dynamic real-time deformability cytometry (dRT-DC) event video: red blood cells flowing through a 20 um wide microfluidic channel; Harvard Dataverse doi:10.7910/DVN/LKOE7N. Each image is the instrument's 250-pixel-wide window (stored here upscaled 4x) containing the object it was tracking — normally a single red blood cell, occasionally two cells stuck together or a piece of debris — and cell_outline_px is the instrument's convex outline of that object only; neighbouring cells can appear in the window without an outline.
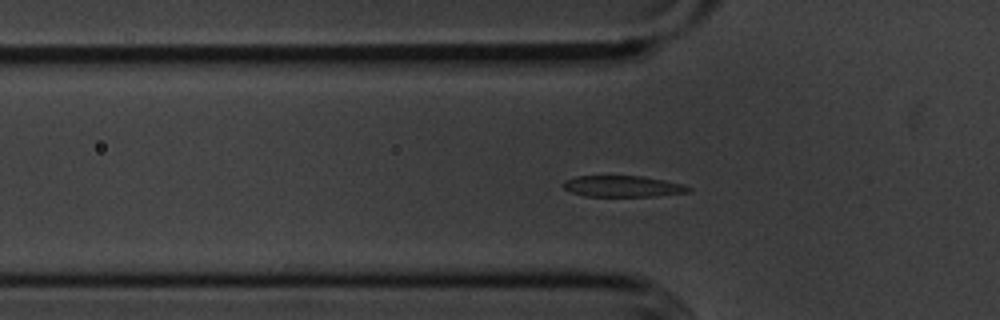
{"species": "common noctule bat (a hibernating species)", "species_latin": "Nyctalus noctula", "temperature_condition": "cold", "stored_images_in_passage": 57, "segment_of_instrument_passage": [1, 2], "camera_frame_rate_fps": 3000, "um_per_image_px": 0.085, "animal": {"sex": "male", "body_mass_g": 20.1, "forearm_length_mm": 53.5}, "frame": {"image": 1, "passage_image": 18, "time_ms": 5.667, "image_size_px": [1000, 320], "cell_outline_px": [[692, 188], [688, 192], [656, 196], [584, 196], [572, 192], [564, 188], [560, 184], [564, 180], [576, 176], [640, 176], [664, 180], [684, 184]], "centroid_in_image_um": [52.91, 15.83], "position_along_channel_um": 72.9, "area_um2": 15.49}}
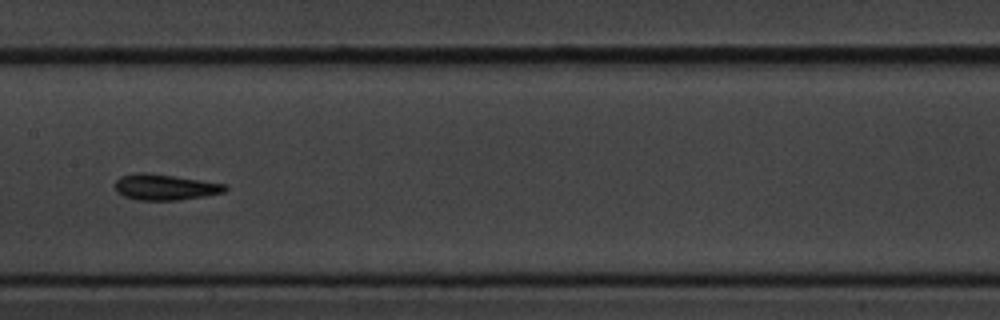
{"frame": {"image": 2, "passage_image": 28, "time_ms": 9.0, "image_size_px": [1000, 320], "cell_outline_px": [[228, 188], [224, 192], [204, 196], [176, 200], [136, 200], [124, 196], [116, 192], [116, 180], [120, 176], [136, 172], [144, 172], [228, 184]], "centroid_in_image_um": [14.01, 15.9], "position_along_channel_um": 193.4, "area_um2": 16.53}}
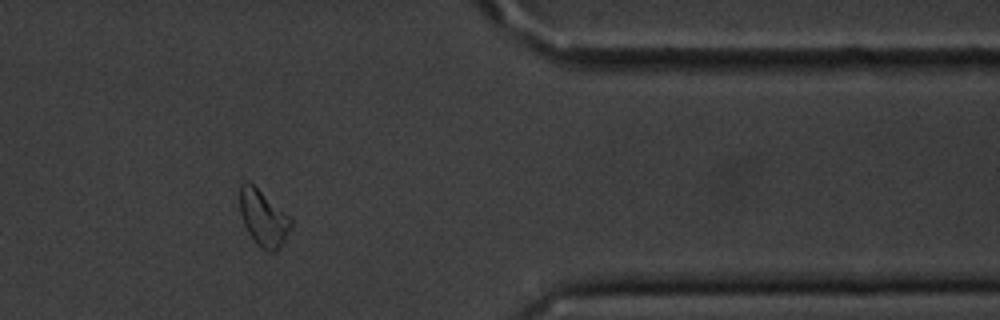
{"frame": {"image": 3, "passage_image": 46, "time_ms": 15.0, "image_size_px": [1000, 320], "cell_outline_px": [[292, 228], [276, 252], [272, 252], [264, 248], [248, 232], [244, 224], [240, 212], [240, 184], [244, 180], [248, 180], [288, 216], [292, 220]], "centroid_in_image_um": [22.37, 18.5], "position_along_channel_um": 389.0, "area_um2": 16.13}}